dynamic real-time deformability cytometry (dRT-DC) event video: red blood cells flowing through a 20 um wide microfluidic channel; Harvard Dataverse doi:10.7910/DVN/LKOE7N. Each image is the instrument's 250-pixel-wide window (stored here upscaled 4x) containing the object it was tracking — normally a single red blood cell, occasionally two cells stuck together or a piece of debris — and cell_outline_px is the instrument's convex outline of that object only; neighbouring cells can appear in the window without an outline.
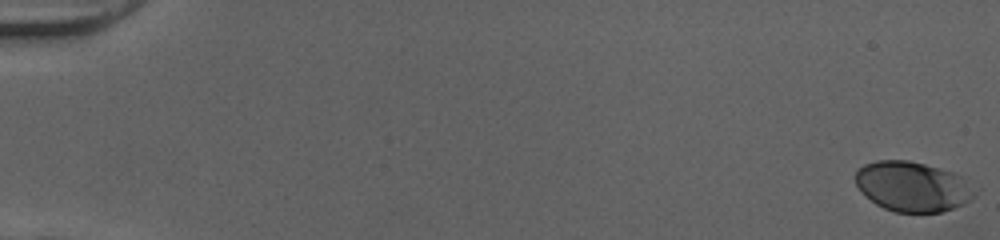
{"species": "human", "species_latin": "Homo sapiens", "temperature_condition": "cold", "stored_images_in_passage": 12, "camera_frame_rate_fps": 3000, "um_per_image_px": 0.085, "donor": {"sex": "female"}, "frame": {"image": 1, "passage_image": 1, "time_ms": 0.0, "image_size_px": [1000, 240], "cell_outline_px": [[980, 188], [976, 196], [972, 200], [964, 204], [940, 212], [896, 212], [884, 208], [876, 204], [864, 196], [856, 184], [856, 168], [864, 164], [876, 160], [908, 160], [940, 168], [952, 172], [960, 176]], "centroid_in_image_um": [77.61, 15.85], "position_along_channel_um": 7.4, "area_um2": 35.2}}